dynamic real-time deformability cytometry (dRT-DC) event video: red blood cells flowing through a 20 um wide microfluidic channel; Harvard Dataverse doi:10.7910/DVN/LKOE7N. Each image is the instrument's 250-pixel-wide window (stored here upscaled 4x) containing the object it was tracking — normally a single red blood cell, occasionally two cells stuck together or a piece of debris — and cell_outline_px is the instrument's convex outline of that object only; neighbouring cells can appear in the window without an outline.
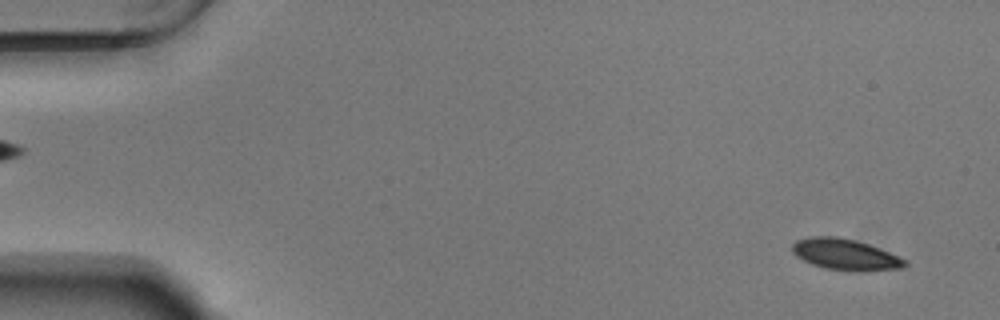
{"species": "Egyptian fruit bat (a non-hibernating species)", "species_latin": "Rousettus aegyptiacus", "temperature_condition": "warm", "stored_images_in_passage": 54, "camera_frame_rate_fps": 3000, "um_per_image_px": 0.085, "animal": {"sex": "male"}, "frame": {"image": 1, "passage_image": 2, "time_ms": 0.333, "image_size_px": [1000, 320], "cell_outline_px": [[908, 264], [904, 268], [860, 272], [852, 272], [824, 268], [812, 264], [796, 256], [792, 252], [792, 244], [796, 240], [808, 236], [836, 236], [856, 240], [868, 244], [888, 252], [904, 260]], "centroid_in_image_um": [71.82, 21.64], "position_along_channel_um": 13.2, "area_um2": 20.58}}
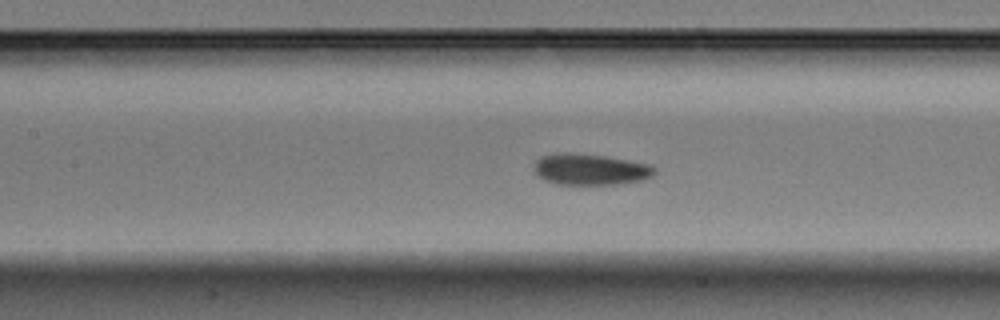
{"frame": {"image": 2, "passage_image": 24, "time_ms": 7.667, "image_size_px": [1000, 320], "cell_outline_px": [[656, 172], [652, 176], [640, 180], [620, 184], [556, 184], [544, 180], [536, 172], [536, 160], [540, 156], [560, 152], [568, 152], [608, 156], [652, 164], [656, 168]], "centroid_in_image_um": [50.22, 14.38], "position_along_channel_um": 157.2, "area_um2": 22.02}}
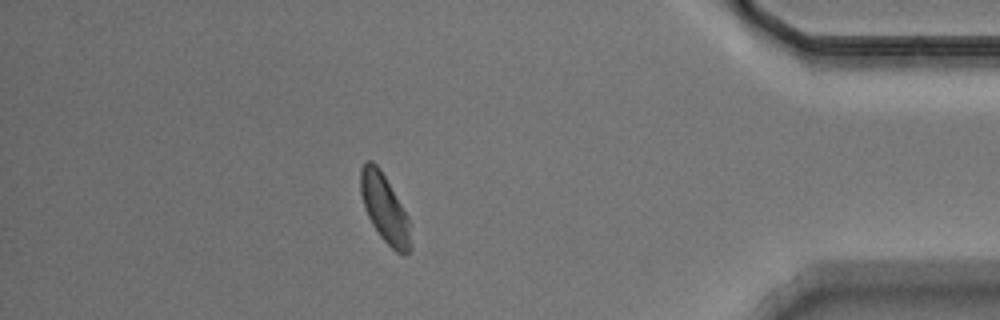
{"frame": {"image": 3, "passage_image": 47, "time_ms": 15.333, "image_size_px": [1000, 320], "cell_outline_px": [[412, 248], [404, 256], [396, 252], [380, 236], [372, 224], [368, 216], [360, 192], [360, 168], [368, 160], [372, 160], [380, 168], [408, 216], [412, 244]], "centroid_in_image_um": [32.71, 17.74], "position_along_channel_um": 402.5, "area_um2": 19.83}, "authors_computed_cell_mechanics": {"area_um2": 20.6346, "velocity_mm_per_s": 3.703, "shape_relaxation_time_tau1_ms": 2.3509, "shape_relaxation_time_tau2_ms": 1.2253, "deformation_change_tau1": 0.0867, "deformation_change_tau2": 0.0525}}